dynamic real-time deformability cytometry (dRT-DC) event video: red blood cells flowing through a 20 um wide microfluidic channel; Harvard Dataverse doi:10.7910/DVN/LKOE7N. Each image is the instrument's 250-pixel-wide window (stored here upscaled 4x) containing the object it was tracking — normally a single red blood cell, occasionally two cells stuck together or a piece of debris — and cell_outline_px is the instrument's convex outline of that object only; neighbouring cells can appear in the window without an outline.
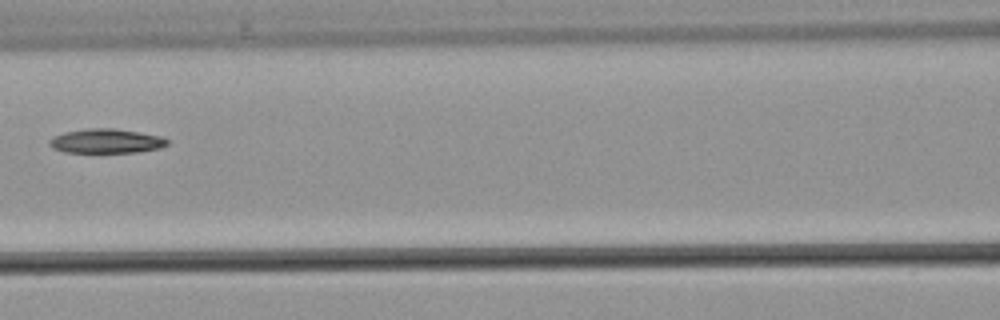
{"species": "common noctule bat (a hibernating species)", "species_latin": "Nyctalus noctula", "temperature_condition": "warm", "stored_images_in_passage": 3, "camera_frame_rate_fps": 3000, "um_per_image_px": 0.085, "animal": {"sex": "male", "body_mass_g": 21.5, "forearm_length_mm": 52.0}, "frame": {"image": 1, "passage_image": 3, "time_ms": 2.333, "image_size_px": [1000, 320], "cell_outline_px": [[168, 144], [160, 148], [136, 152], [64, 152], [52, 148], [48, 144], [48, 140], [64, 132], [84, 128], [112, 128], [160, 136], [168, 140]], "centroid_in_image_um": [8.98, 11.99], "position_along_channel_um": 157.6, "area_um2": 16.59}}